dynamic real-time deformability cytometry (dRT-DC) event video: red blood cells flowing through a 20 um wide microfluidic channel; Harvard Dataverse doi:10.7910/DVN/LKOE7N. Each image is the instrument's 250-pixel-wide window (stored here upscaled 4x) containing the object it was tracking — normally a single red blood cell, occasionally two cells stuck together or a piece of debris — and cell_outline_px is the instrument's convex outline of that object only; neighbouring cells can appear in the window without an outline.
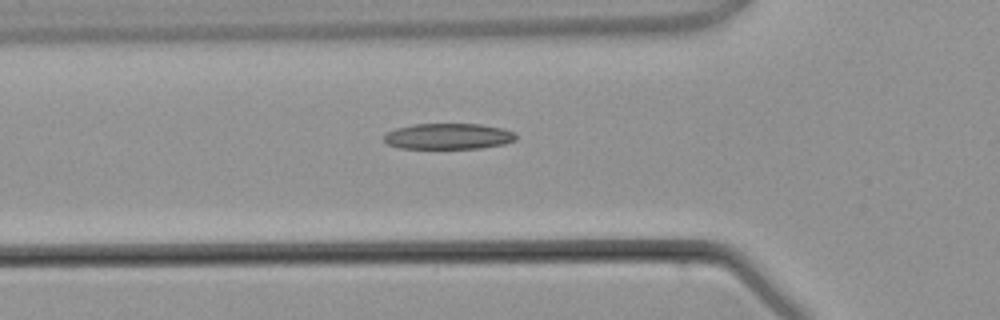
{"species": "common noctule bat (a hibernating species)", "species_latin": "Nyctalus noctula", "temperature_condition": "warm", "stored_images_in_passage": 3, "camera_frame_rate_fps": 3000, "um_per_image_px": 0.085, "animal": {"sex": "male", "body_mass_g": 21.5, "forearm_length_mm": 52.0}, "frame": {"image": 1, "passage_image": 3, "time_ms": 2.667, "image_size_px": [1000, 320], "cell_outline_px": [[516, 140], [504, 144], [480, 148], [400, 148], [388, 144], [384, 140], [384, 136], [388, 132], [396, 128], [412, 124], [480, 124], [504, 128], [516, 132]], "centroid_in_image_um": [38.15, 11.58], "position_along_channel_um": 87.7, "area_um2": 19.94}}